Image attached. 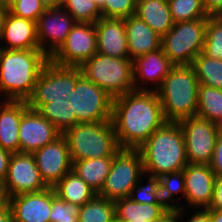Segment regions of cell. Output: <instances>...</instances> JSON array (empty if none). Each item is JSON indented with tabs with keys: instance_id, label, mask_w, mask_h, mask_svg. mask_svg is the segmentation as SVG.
Returning a JSON list of instances; mask_svg holds the SVG:
<instances>
[{
	"instance_id": "obj_42",
	"label": "cell",
	"mask_w": 222,
	"mask_h": 222,
	"mask_svg": "<svg viewBox=\"0 0 222 222\" xmlns=\"http://www.w3.org/2000/svg\"><path fill=\"white\" fill-rule=\"evenodd\" d=\"M207 210H222V176H216L212 201Z\"/></svg>"
},
{
	"instance_id": "obj_12",
	"label": "cell",
	"mask_w": 222,
	"mask_h": 222,
	"mask_svg": "<svg viewBox=\"0 0 222 222\" xmlns=\"http://www.w3.org/2000/svg\"><path fill=\"white\" fill-rule=\"evenodd\" d=\"M97 53V34L95 23L76 22L66 41L50 57L61 66L80 67Z\"/></svg>"
},
{
	"instance_id": "obj_11",
	"label": "cell",
	"mask_w": 222,
	"mask_h": 222,
	"mask_svg": "<svg viewBox=\"0 0 222 222\" xmlns=\"http://www.w3.org/2000/svg\"><path fill=\"white\" fill-rule=\"evenodd\" d=\"M188 163L210 165L218 137L215 122L198 116L180 120Z\"/></svg>"
},
{
	"instance_id": "obj_55",
	"label": "cell",
	"mask_w": 222,
	"mask_h": 222,
	"mask_svg": "<svg viewBox=\"0 0 222 222\" xmlns=\"http://www.w3.org/2000/svg\"><path fill=\"white\" fill-rule=\"evenodd\" d=\"M131 222H150V221H131Z\"/></svg>"
},
{
	"instance_id": "obj_6",
	"label": "cell",
	"mask_w": 222,
	"mask_h": 222,
	"mask_svg": "<svg viewBox=\"0 0 222 222\" xmlns=\"http://www.w3.org/2000/svg\"><path fill=\"white\" fill-rule=\"evenodd\" d=\"M82 75L113 99L134 89L133 60L96 53L81 66Z\"/></svg>"
},
{
	"instance_id": "obj_53",
	"label": "cell",
	"mask_w": 222,
	"mask_h": 222,
	"mask_svg": "<svg viewBox=\"0 0 222 222\" xmlns=\"http://www.w3.org/2000/svg\"><path fill=\"white\" fill-rule=\"evenodd\" d=\"M214 16H217L218 18H222V7L214 14Z\"/></svg>"
},
{
	"instance_id": "obj_40",
	"label": "cell",
	"mask_w": 222,
	"mask_h": 222,
	"mask_svg": "<svg viewBox=\"0 0 222 222\" xmlns=\"http://www.w3.org/2000/svg\"><path fill=\"white\" fill-rule=\"evenodd\" d=\"M174 210L181 216L182 222H212L210 213L207 209H174Z\"/></svg>"
},
{
	"instance_id": "obj_24",
	"label": "cell",
	"mask_w": 222,
	"mask_h": 222,
	"mask_svg": "<svg viewBox=\"0 0 222 222\" xmlns=\"http://www.w3.org/2000/svg\"><path fill=\"white\" fill-rule=\"evenodd\" d=\"M118 222L160 221L171 209L166 204H146L132 201L129 197L114 201Z\"/></svg>"
},
{
	"instance_id": "obj_22",
	"label": "cell",
	"mask_w": 222,
	"mask_h": 222,
	"mask_svg": "<svg viewBox=\"0 0 222 222\" xmlns=\"http://www.w3.org/2000/svg\"><path fill=\"white\" fill-rule=\"evenodd\" d=\"M129 59L161 48V36L136 15L124 18Z\"/></svg>"
},
{
	"instance_id": "obj_35",
	"label": "cell",
	"mask_w": 222,
	"mask_h": 222,
	"mask_svg": "<svg viewBox=\"0 0 222 222\" xmlns=\"http://www.w3.org/2000/svg\"><path fill=\"white\" fill-rule=\"evenodd\" d=\"M76 22L96 23L102 13L94 0H63L62 6Z\"/></svg>"
},
{
	"instance_id": "obj_33",
	"label": "cell",
	"mask_w": 222,
	"mask_h": 222,
	"mask_svg": "<svg viewBox=\"0 0 222 222\" xmlns=\"http://www.w3.org/2000/svg\"><path fill=\"white\" fill-rule=\"evenodd\" d=\"M129 198L137 203L165 204L161 198L159 177L144 173L131 190Z\"/></svg>"
},
{
	"instance_id": "obj_5",
	"label": "cell",
	"mask_w": 222,
	"mask_h": 222,
	"mask_svg": "<svg viewBox=\"0 0 222 222\" xmlns=\"http://www.w3.org/2000/svg\"><path fill=\"white\" fill-rule=\"evenodd\" d=\"M71 161L113 158L121 149L112 121L78 123L62 133Z\"/></svg>"
},
{
	"instance_id": "obj_30",
	"label": "cell",
	"mask_w": 222,
	"mask_h": 222,
	"mask_svg": "<svg viewBox=\"0 0 222 222\" xmlns=\"http://www.w3.org/2000/svg\"><path fill=\"white\" fill-rule=\"evenodd\" d=\"M198 82L208 87L222 89V60L198 54L192 63Z\"/></svg>"
},
{
	"instance_id": "obj_9",
	"label": "cell",
	"mask_w": 222,
	"mask_h": 222,
	"mask_svg": "<svg viewBox=\"0 0 222 222\" xmlns=\"http://www.w3.org/2000/svg\"><path fill=\"white\" fill-rule=\"evenodd\" d=\"M143 174V161L139 150L121 148L114 155L111 170L97 195L112 201L129 197Z\"/></svg>"
},
{
	"instance_id": "obj_18",
	"label": "cell",
	"mask_w": 222,
	"mask_h": 222,
	"mask_svg": "<svg viewBox=\"0 0 222 222\" xmlns=\"http://www.w3.org/2000/svg\"><path fill=\"white\" fill-rule=\"evenodd\" d=\"M183 172L185 179V209H207L212 201L216 177L210 165L189 163L183 169Z\"/></svg>"
},
{
	"instance_id": "obj_49",
	"label": "cell",
	"mask_w": 222,
	"mask_h": 222,
	"mask_svg": "<svg viewBox=\"0 0 222 222\" xmlns=\"http://www.w3.org/2000/svg\"><path fill=\"white\" fill-rule=\"evenodd\" d=\"M212 222H222V210H208Z\"/></svg>"
},
{
	"instance_id": "obj_4",
	"label": "cell",
	"mask_w": 222,
	"mask_h": 222,
	"mask_svg": "<svg viewBox=\"0 0 222 222\" xmlns=\"http://www.w3.org/2000/svg\"><path fill=\"white\" fill-rule=\"evenodd\" d=\"M200 83L192 65H174L156 90L167 122L196 116Z\"/></svg>"
},
{
	"instance_id": "obj_16",
	"label": "cell",
	"mask_w": 222,
	"mask_h": 222,
	"mask_svg": "<svg viewBox=\"0 0 222 222\" xmlns=\"http://www.w3.org/2000/svg\"><path fill=\"white\" fill-rule=\"evenodd\" d=\"M62 133L38 111L28 108L21 117L19 152L33 153L54 142Z\"/></svg>"
},
{
	"instance_id": "obj_46",
	"label": "cell",
	"mask_w": 222,
	"mask_h": 222,
	"mask_svg": "<svg viewBox=\"0 0 222 222\" xmlns=\"http://www.w3.org/2000/svg\"><path fill=\"white\" fill-rule=\"evenodd\" d=\"M157 222H182V218L175 210L171 209L160 221Z\"/></svg>"
},
{
	"instance_id": "obj_17",
	"label": "cell",
	"mask_w": 222,
	"mask_h": 222,
	"mask_svg": "<svg viewBox=\"0 0 222 222\" xmlns=\"http://www.w3.org/2000/svg\"><path fill=\"white\" fill-rule=\"evenodd\" d=\"M173 66L162 48L135 58L133 60L134 89L156 91Z\"/></svg>"
},
{
	"instance_id": "obj_27",
	"label": "cell",
	"mask_w": 222,
	"mask_h": 222,
	"mask_svg": "<svg viewBox=\"0 0 222 222\" xmlns=\"http://www.w3.org/2000/svg\"><path fill=\"white\" fill-rule=\"evenodd\" d=\"M113 158L84 159L72 162V171L82 178L97 194L104 186Z\"/></svg>"
},
{
	"instance_id": "obj_54",
	"label": "cell",
	"mask_w": 222,
	"mask_h": 222,
	"mask_svg": "<svg viewBox=\"0 0 222 222\" xmlns=\"http://www.w3.org/2000/svg\"><path fill=\"white\" fill-rule=\"evenodd\" d=\"M11 0H0V5L7 6Z\"/></svg>"
},
{
	"instance_id": "obj_14",
	"label": "cell",
	"mask_w": 222,
	"mask_h": 222,
	"mask_svg": "<svg viewBox=\"0 0 222 222\" xmlns=\"http://www.w3.org/2000/svg\"><path fill=\"white\" fill-rule=\"evenodd\" d=\"M4 183L10 197L48 188L42 180L32 153L12 154Z\"/></svg>"
},
{
	"instance_id": "obj_23",
	"label": "cell",
	"mask_w": 222,
	"mask_h": 222,
	"mask_svg": "<svg viewBox=\"0 0 222 222\" xmlns=\"http://www.w3.org/2000/svg\"><path fill=\"white\" fill-rule=\"evenodd\" d=\"M26 101L3 100L0 103V147L19 152V127L22 114L28 109Z\"/></svg>"
},
{
	"instance_id": "obj_51",
	"label": "cell",
	"mask_w": 222,
	"mask_h": 222,
	"mask_svg": "<svg viewBox=\"0 0 222 222\" xmlns=\"http://www.w3.org/2000/svg\"><path fill=\"white\" fill-rule=\"evenodd\" d=\"M215 126H216V130L218 132V135H222V116L219 117L216 121H215Z\"/></svg>"
},
{
	"instance_id": "obj_43",
	"label": "cell",
	"mask_w": 222,
	"mask_h": 222,
	"mask_svg": "<svg viewBox=\"0 0 222 222\" xmlns=\"http://www.w3.org/2000/svg\"><path fill=\"white\" fill-rule=\"evenodd\" d=\"M12 152L0 147V182H4L7 173Z\"/></svg>"
},
{
	"instance_id": "obj_20",
	"label": "cell",
	"mask_w": 222,
	"mask_h": 222,
	"mask_svg": "<svg viewBox=\"0 0 222 222\" xmlns=\"http://www.w3.org/2000/svg\"><path fill=\"white\" fill-rule=\"evenodd\" d=\"M97 53L129 58L124 19L101 17L96 23Z\"/></svg>"
},
{
	"instance_id": "obj_32",
	"label": "cell",
	"mask_w": 222,
	"mask_h": 222,
	"mask_svg": "<svg viewBox=\"0 0 222 222\" xmlns=\"http://www.w3.org/2000/svg\"><path fill=\"white\" fill-rule=\"evenodd\" d=\"M196 116L213 122L222 116V89L199 85Z\"/></svg>"
},
{
	"instance_id": "obj_3",
	"label": "cell",
	"mask_w": 222,
	"mask_h": 222,
	"mask_svg": "<svg viewBox=\"0 0 222 222\" xmlns=\"http://www.w3.org/2000/svg\"><path fill=\"white\" fill-rule=\"evenodd\" d=\"M144 173L160 177L183 170L189 163L185 140L178 122H166L139 148Z\"/></svg>"
},
{
	"instance_id": "obj_48",
	"label": "cell",
	"mask_w": 222,
	"mask_h": 222,
	"mask_svg": "<svg viewBox=\"0 0 222 222\" xmlns=\"http://www.w3.org/2000/svg\"><path fill=\"white\" fill-rule=\"evenodd\" d=\"M45 8L61 7L63 0H39Z\"/></svg>"
},
{
	"instance_id": "obj_50",
	"label": "cell",
	"mask_w": 222,
	"mask_h": 222,
	"mask_svg": "<svg viewBox=\"0 0 222 222\" xmlns=\"http://www.w3.org/2000/svg\"><path fill=\"white\" fill-rule=\"evenodd\" d=\"M7 7L1 5L0 6V39L2 36L3 26H4V20L6 17Z\"/></svg>"
},
{
	"instance_id": "obj_37",
	"label": "cell",
	"mask_w": 222,
	"mask_h": 222,
	"mask_svg": "<svg viewBox=\"0 0 222 222\" xmlns=\"http://www.w3.org/2000/svg\"><path fill=\"white\" fill-rule=\"evenodd\" d=\"M80 206L63 201L52 187L50 222H78Z\"/></svg>"
},
{
	"instance_id": "obj_28",
	"label": "cell",
	"mask_w": 222,
	"mask_h": 222,
	"mask_svg": "<svg viewBox=\"0 0 222 222\" xmlns=\"http://www.w3.org/2000/svg\"><path fill=\"white\" fill-rule=\"evenodd\" d=\"M159 180L162 201L172 210L185 209V179L183 170L164 174L159 177Z\"/></svg>"
},
{
	"instance_id": "obj_21",
	"label": "cell",
	"mask_w": 222,
	"mask_h": 222,
	"mask_svg": "<svg viewBox=\"0 0 222 222\" xmlns=\"http://www.w3.org/2000/svg\"><path fill=\"white\" fill-rule=\"evenodd\" d=\"M1 49H40L37 37L36 22L18 17L8 10L4 20Z\"/></svg>"
},
{
	"instance_id": "obj_34",
	"label": "cell",
	"mask_w": 222,
	"mask_h": 222,
	"mask_svg": "<svg viewBox=\"0 0 222 222\" xmlns=\"http://www.w3.org/2000/svg\"><path fill=\"white\" fill-rule=\"evenodd\" d=\"M174 23L196 19H208L201 0H167Z\"/></svg>"
},
{
	"instance_id": "obj_41",
	"label": "cell",
	"mask_w": 222,
	"mask_h": 222,
	"mask_svg": "<svg viewBox=\"0 0 222 222\" xmlns=\"http://www.w3.org/2000/svg\"><path fill=\"white\" fill-rule=\"evenodd\" d=\"M210 168L215 176H222V135H218L217 137Z\"/></svg>"
},
{
	"instance_id": "obj_1",
	"label": "cell",
	"mask_w": 222,
	"mask_h": 222,
	"mask_svg": "<svg viewBox=\"0 0 222 222\" xmlns=\"http://www.w3.org/2000/svg\"><path fill=\"white\" fill-rule=\"evenodd\" d=\"M112 124L120 148L138 149L167 121L156 91L133 90L113 100Z\"/></svg>"
},
{
	"instance_id": "obj_15",
	"label": "cell",
	"mask_w": 222,
	"mask_h": 222,
	"mask_svg": "<svg viewBox=\"0 0 222 222\" xmlns=\"http://www.w3.org/2000/svg\"><path fill=\"white\" fill-rule=\"evenodd\" d=\"M32 155L42 180L48 187H54L72 170L70 151L62 135L54 142L39 148Z\"/></svg>"
},
{
	"instance_id": "obj_36",
	"label": "cell",
	"mask_w": 222,
	"mask_h": 222,
	"mask_svg": "<svg viewBox=\"0 0 222 222\" xmlns=\"http://www.w3.org/2000/svg\"><path fill=\"white\" fill-rule=\"evenodd\" d=\"M202 53L209 58L222 60V18L214 15L208 17Z\"/></svg>"
},
{
	"instance_id": "obj_47",
	"label": "cell",
	"mask_w": 222,
	"mask_h": 222,
	"mask_svg": "<svg viewBox=\"0 0 222 222\" xmlns=\"http://www.w3.org/2000/svg\"><path fill=\"white\" fill-rule=\"evenodd\" d=\"M0 222H13L12 212L10 207L0 208Z\"/></svg>"
},
{
	"instance_id": "obj_39",
	"label": "cell",
	"mask_w": 222,
	"mask_h": 222,
	"mask_svg": "<svg viewBox=\"0 0 222 222\" xmlns=\"http://www.w3.org/2000/svg\"><path fill=\"white\" fill-rule=\"evenodd\" d=\"M137 0H105L100 9L105 18H127L135 15Z\"/></svg>"
},
{
	"instance_id": "obj_52",
	"label": "cell",
	"mask_w": 222,
	"mask_h": 222,
	"mask_svg": "<svg viewBox=\"0 0 222 222\" xmlns=\"http://www.w3.org/2000/svg\"><path fill=\"white\" fill-rule=\"evenodd\" d=\"M94 2L97 4L99 9H101L104 6L105 0H94Z\"/></svg>"
},
{
	"instance_id": "obj_38",
	"label": "cell",
	"mask_w": 222,
	"mask_h": 222,
	"mask_svg": "<svg viewBox=\"0 0 222 222\" xmlns=\"http://www.w3.org/2000/svg\"><path fill=\"white\" fill-rule=\"evenodd\" d=\"M6 7L10 13L34 22L46 10L39 0H11Z\"/></svg>"
},
{
	"instance_id": "obj_2",
	"label": "cell",
	"mask_w": 222,
	"mask_h": 222,
	"mask_svg": "<svg viewBox=\"0 0 222 222\" xmlns=\"http://www.w3.org/2000/svg\"><path fill=\"white\" fill-rule=\"evenodd\" d=\"M50 58L40 49L0 48V98L27 101Z\"/></svg>"
},
{
	"instance_id": "obj_19",
	"label": "cell",
	"mask_w": 222,
	"mask_h": 222,
	"mask_svg": "<svg viewBox=\"0 0 222 222\" xmlns=\"http://www.w3.org/2000/svg\"><path fill=\"white\" fill-rule=\"evenodd\" d=\"M13 222H50L52 187L10 197Z\"/></svg>"
},
{
	"instance_id": "obj_10",
	"label": "cell",
	"mask_w": 222,
	"mask_h": 222,
	"mask_svg": "<svg viewBox=\"0 0 222 222\" xmlns=\"http://www.w3.org/2000/svg\"><path fill=\"white\" fill-rule=\"evenodd\" d=\"M70 94L69 104L78 123L111 121L114 99L94 82L82 75Z\"/></svg>"
},
{
	"instance_id": "obj_25",
	"label": "cell",
	"mask_w": 222,
	"mask_h": 222,
	"mask_svg": "<svg viewBox=\"0 0 222 222\" xmlns=\"http://www.w3.org/2000/svg\"><path fill=\"white\" fill-rule=\"evenodd\" d=\"M135 15L161 37L174 24L167 0H137Z\"/></svg>"
},
{
	"instance_id": "obj_31",
	"label": "cell",
	"mask_w": 222,
	"mask_h": 222,
	"mask_svg": "<svg viewBox=\"0 0 222 222\" xmlns=\"http://www.w3.org/2000/svg\"><path fill=\"white\" fill-rule=\"evenodd\" d=\"M116 220L114 201L96 195L80 206L78 222H113Z\"/></svg>"
},
{
	"instance_id": "obj_44",
	"label": "cell",
	"mask_w": 222,
	"mask_h": 222,
	"mask_svg": "<svg viewBox=\"0 0 222 222\" xmlns=\"http://www.w3.org/2000/svg\"><path fill=\"white\" fill-rule=\"evenodd\" d=\"M201 2L209 16L214 15L222 7V0H201Z\"/></svg>"
},
{
	"instance_id": "obj_7",
	"label": "cell",
	"mask_w": 222,
	"mask_h": 222,
	"mask_svg": "<svg viewBox=\"0 0 222 222\" xmlns=\"http://www.w3.org/2000/svg\"><path fill=\"white\" fill-rule=\"evenodd\" d=\"M207 19L181 21L161 37L163 53L174 65H192L203 51Z\"/></svg>"
},
{
	"instance_id": "obj_8",
	"label": "cell",
	"mask_w": 222,
	"mask_h": 222,
	"mask_svg": "<svg viewBox=\"0 0 222 222\" xmlns=\"http://www.w3.org/2000/svg\"><path fill=\"white\" fill-rule=\"evenodd\" d=\"M81 76L80 67L61 66L49 60L26 101L28 107L37 111L45 103L63 99L69 101L70 92L75 89Z\"/></svg>"
},
{
	"instance_id": "obj_13",
	"label": "cell",
	"mask_w": 222,
	"mask_h": 222,
	"mask_svg": "<svg viewBox=\"0 0 222 222\" xmlns=\"http://www.w3.org/2000/svg\"><path fill=\"white\" fill-rule=\"evenodd\" d=\"M75 19L62 7L46 8L36 22L38 44L49 58L66 41Z\"/></svg>"
},
{
	"instance_id": "obj_45",
	"label": "cell",
	"mask_w": 222,
	"mask_h": 222,
	"mask_svg": "<svg viewBox=\"0 0 222 222\" xmlns=\"http://www.w3.org/2000/svg\"><path fill=\"white\" fill-rule=\"evenodd\" d=\"M10 196L4 182H0V208L10 207Z\"/></svg>"
},
{
	"instance_id": "obj_29",
	"label": "cell",
	"mask_w": 222,
	"mask_h": 222,
	"mask_svg": "<svg viewBox=\"0 0 222 222\" xmlns=\"http://www.w3.org/2000/svg\"><path fill=\"white\" fill-rule=\"evenodd\" d=\"M37 111L61 133L78 124L75 112L65 99L45 103Z\"/></svg>"
},
{
	"instance_id": "obj_26",
	"label": "cell",
	"mask_w": 222,
	"mask_h": 222,
	"mask_svg": "<svg viewBox=\"0 0 222 222\" xmlns=\"http://www.w3.org/2000/svg\"><path fill=\"white\" fill-rule=\"evenodd\" d=\"M56 195L63 201L83 206L97 193L75 172L69 171L54 187Z\"/></svg>"
}]
</instances>
